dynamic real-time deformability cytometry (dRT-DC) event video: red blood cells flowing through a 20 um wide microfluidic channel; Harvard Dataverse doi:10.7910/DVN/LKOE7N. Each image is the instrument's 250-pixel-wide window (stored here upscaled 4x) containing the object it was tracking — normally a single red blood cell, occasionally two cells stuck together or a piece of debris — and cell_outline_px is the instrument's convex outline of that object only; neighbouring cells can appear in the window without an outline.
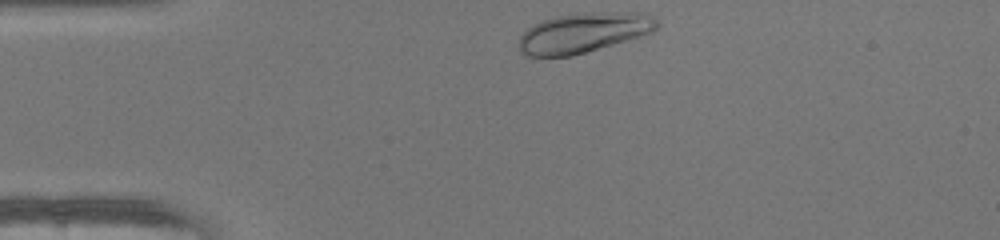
{"species": "human", "species_latin": "Homo sapiens", "temperature_condition": "warm", "stored_images_in_passage": 30, "camera_frame_rate_fps": 3000, "um_per_image_px": 0.085, "donor": {"sex": "female"}, "frame": {"image": 1, "passage_image": 1, "time_ms": 0.0, "image_size_px": [1000, 240], "cell_outline_px": [[660, 24], [652, 32], [640, 36], [572, 56], [528, 56], [520, 52], [520, 36], [532, 24], [540, 20], [556, 16], [584, 12], [648, 12]], "centroid_in_image_um": [49.61, 2.76], "position_along_channel_um": 35.4, "area_um2": 32.19}}
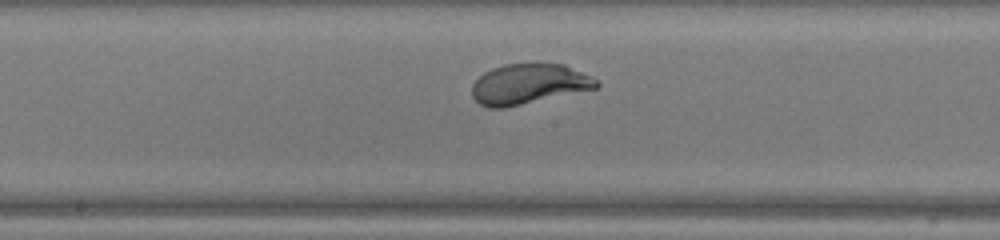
{"frame": {"image": 2, "passage_image": 16, "time_ms": 5.0, "image_size_px": [1000, 240], "cell_outline_px": [[600, 84], [596, 88], [504, 108], [488, 108], [480, 104], [472, 96], [472, 84], [484, 72], [492, 68], [504, 64], [564, 64], [592, 76]], "centroid_in_image_um": [44.92, 7.14], "position_along_channel_um": 203.3, "area_um2": 28.96}}
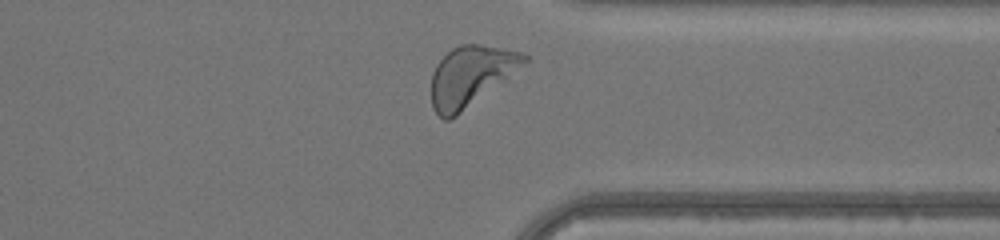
{"frame": {"image": 3, "passage_image": 28, "time_ms": 9.0, "image_size_px": [1000, 240], "cell_outline_px": [[528, 60], [456, 116], [448, 120], [444, 120], [432, 108], [432, 72], [436, 64], [452, 48], [460, 44], [480, 44], [524, 52], [528, 56]], "centroid_in_image_um": [39.96, 6.43], "position_along_channel_um": 371.4, "area_um2": 31.67}, "authors_computed_cell_mechanics": {"area_um2": 29.767, "velocity_mm_per_s": 4.2392, "shape_relaxation_time_tau1_ms": 1.9572, "shape_relaxation_time_tau2_ms": null, "deformation_change_tau1": 0.1605, "deformation_change_tau2": null}}